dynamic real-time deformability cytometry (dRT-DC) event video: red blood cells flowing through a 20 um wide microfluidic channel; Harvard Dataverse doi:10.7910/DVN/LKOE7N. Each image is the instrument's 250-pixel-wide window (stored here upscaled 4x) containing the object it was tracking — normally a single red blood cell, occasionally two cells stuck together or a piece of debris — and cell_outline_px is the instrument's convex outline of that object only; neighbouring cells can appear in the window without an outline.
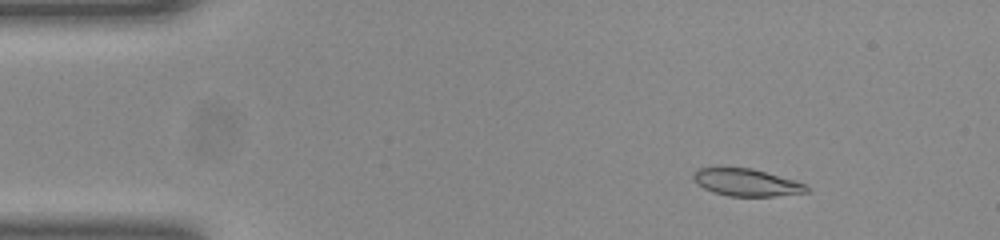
{"species": "common noctule bat (a hibernating species)", "species_latin": "Nyctalus noctula", "temperature_condition": "room temperature", "stored_images_in_passage": 50, "camera_frame_rate_fps": 3000, "um_per_image_px": 0.085, "animal": {"sex": "female", "body_mass_g": 23.0, "forearm_length_mm": 53.4}, "frame": {"image": 1, "passage_image": 6, "time_ms": 1.667, "image_size_px": [1000, 240], "cell_outline_px": [[812, 188], [808, 192], [776, 196], [728, 196], [712, 192], [704, 188], [692, 176], [696, 168], [720, 164], [752, 168], [796, 180]], "centroid_in_image_um": [63.42, 15.45], "position_along_channel_um": 21.6, "area_um2": 18.79}}
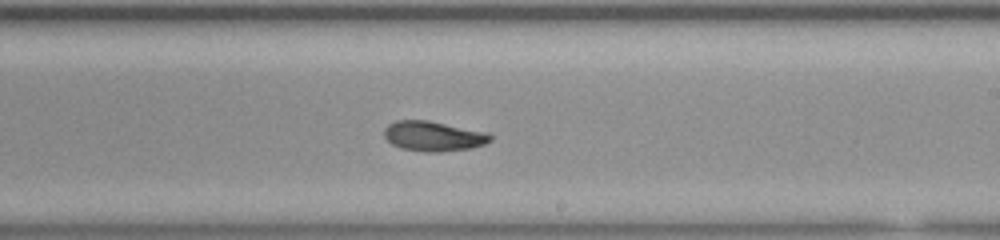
{"frame": {"image": 2, "passage_image": 29, "time_ms": 9.333, "image_size_px": [1000, 240], "cell_outline_px": [[492, 140], [484, 144], [472, 148], [440, 152], [424, 152], [400, 148], [392, 144], [384, 136], [384, 128], [388, 124], [396, 120], [428, 120], [488, 132], [492, 136]], "centroid_in_image_um": [36.84, 11.57], "position_along_channel_um": 252.2, "area_um2": 18.73}}
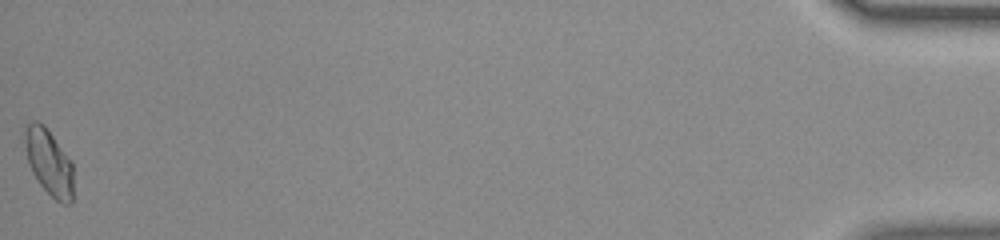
{"frame": {"image": 3, "passage_image": 50, "time_ms": 16.333, "image_size_px": [1000, 240], "cell_outline_px": [[72, 204], [60, 204], [40, 184], [32, 172], [28, 160], [24, 140], [24, 132], [28, 124], [32, 120], [36, 120], [44, 124], [72, 160]], "centroid_in_image_um": [4.17, 13.77], "position_along_channel_um": 431.0, "area_um2": 18.67}, "authors_computed_cell_mechanics": {"area_um2": 18.3226, "velocity_mm_per_s": 4.0254, "shape_relaxation_time_tau1_ms": 7.6722, "shape_relaxation_time_tau2_ms": 2.3406, "deformation_change_tau1": 0.1683, "deformation_change_tau2": 0.0689}}